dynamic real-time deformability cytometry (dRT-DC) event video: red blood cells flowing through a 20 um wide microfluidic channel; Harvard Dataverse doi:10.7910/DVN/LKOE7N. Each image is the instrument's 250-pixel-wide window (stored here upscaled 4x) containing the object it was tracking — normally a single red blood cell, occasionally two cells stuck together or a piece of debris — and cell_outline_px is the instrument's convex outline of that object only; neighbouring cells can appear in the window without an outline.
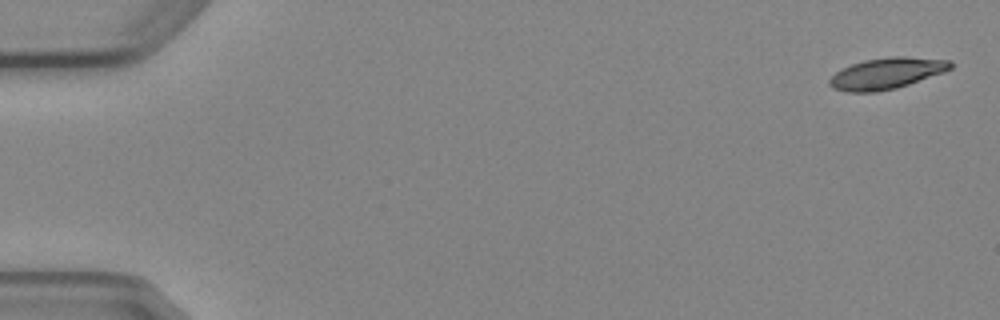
{"species": "Egyptian fruit bat (a non-hibernating species)", "species_latin": "Rousettus aegyptiacus", "temperature_condition": "cold", "stored_images_in_passage": 7, "camera_frame_rate_fps": 3000, "um_per_image_px": 0.085, "animal": {"sex": "female"}, "frame": {"image": 1, "passage_image": 1, "time_ms": 0.0, "image_size_px": [1000, 320], "cell_outline_px": [[952, 68], [944, 72], [896, 88], [876, 92], [844, 92], [832, 88], [828, 84], [828, 80], [840, 68], [864, 60], [888, 56], [904, 56], [952, 60]], "centroid_in_image_um": [75.33, 6.23], "position_along_channel_um": 9.7, "area_um2": 22.2}}
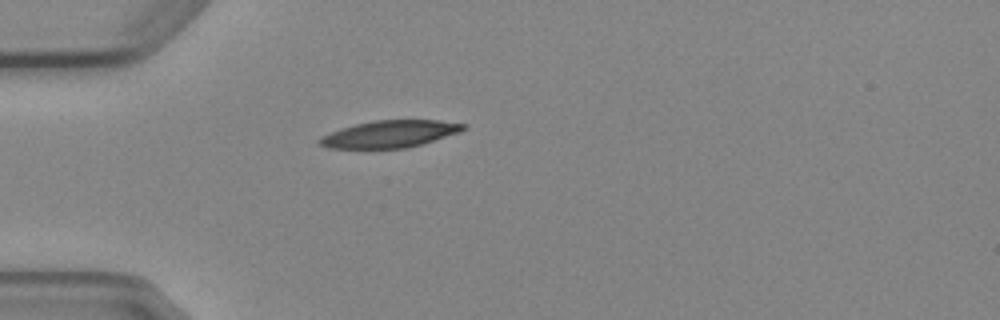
{"frame": {"image": 2, "passage_image": 5, "time_ms": 4.667, "image_size_px": [1000, 320], "cell_outline_px": [[468, 124], [460, 132], [408, 148], [328, 148], [320, 144], [316, 140], [320, 136], [340, 128], [372, 120], [440, 120]], "centroid_in_image_um": [33.11, 11.38], "position_along_channel_um": 51.9, "area_um2": 22.72}}
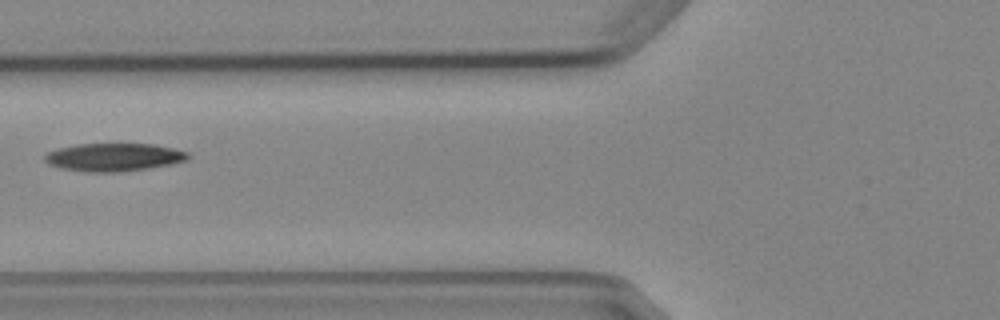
{"frame": {"image": 3, "passage_image": 7, "time_ms": 6.667, "image_size_px": [1000, 320], "cell_outline_px": [[192, 156], [188, 160], [172, 164], [148, 168], [120, 172], [88, 172], [60, 168], [48, 164], [44, 160], [44, 156], [48, 152], [60, 148], [76, 144], [152, 144], [172, 148], [188, 152]], "centroid_in_image_um": [9.7, 13.36], "position_along_channel_um": 116.1, "area_um2": 23.41}}